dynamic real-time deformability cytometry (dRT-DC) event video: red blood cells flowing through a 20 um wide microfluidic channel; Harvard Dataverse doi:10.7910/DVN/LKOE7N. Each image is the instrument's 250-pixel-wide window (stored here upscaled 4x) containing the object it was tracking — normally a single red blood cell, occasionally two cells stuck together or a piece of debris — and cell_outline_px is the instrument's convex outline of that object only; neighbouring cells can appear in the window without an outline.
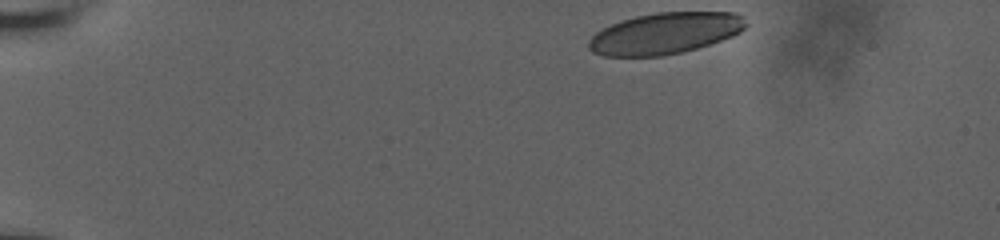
{"species": "human", "species_latin": "Homo sapiens", "temperature_condition": "room temperature", "stored_images_in_passage": 40, "camera_frame_rate_fps": 3000, "um_per_image_px": 0.085, "donor": {"sex": "male"}, "frame": {"image": 1, "passage_image": 1, "time_ms": 0.0, "image_size_px": [1000, 240], "cell_outline_px": [[748, 24], [740, 32], [732, 36], [696, 48], [680, 52], [660, 56], [604, 56], [592, 52], [588, 48], [588, 40], [596, 32], [620, 20], [636, 16], [656, 12], [736, 12], [744, 16]], "centroid_in_image_um": [56.53, 2.82], "position_along_channel_um": 28.5, "area_um2": 37.86}}
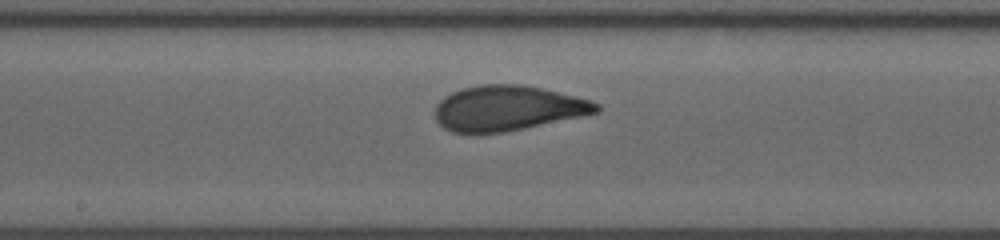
{"frame": {"image": 2, "passage_image": 23, "time_ms": 7.333, "image_size_px": [1000, 240], "cell_outline_px": [[600, 112], [524, 128], [504, 132], [452, 132], [444, 128], [436, 120], [436, 104], [444, 96], [452, 92], [464, 88], [480, 84], [520, 84], [540, 88], [592, 100], [600, 104]], "centroid_in_image_um": [43.16, 9.18], "position_along_channel_um": 205.0, "area_um2": 42.08}}
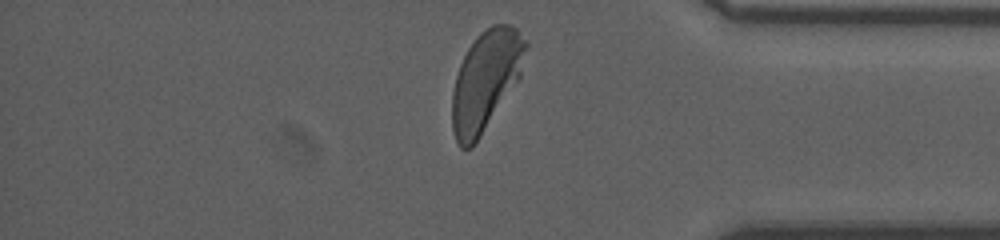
{"frame": {"image": 3, "passage_image": 39, "time_ms": 12.667, "image_size_px": [1000, 240], "cell_outline_px": [[528, 44], [520, 76], [472, 148], [460, 148], [456, 140], [452, 128], [452, 92], [456, 76], [460, 64], [468, 48], [476, 36], [480, 32], [492, 24], [508, 24], [516, 28]], "centroid_in_image_um": [41.27, 6.82], "position_along_channel_um": 393.9, "area_um2": 42.25}, "authors_computed_cell_mechanics": {"area_um2": 42.3096, "velocity_mm_per_s": 3.8242, "shape_relaxation_time_tau1_ms": 4.5671, "shape_relaxation_time_tau2_ms": null, "deformation_change_tau1": 0.1693, "deformation_change_tau2": null}}